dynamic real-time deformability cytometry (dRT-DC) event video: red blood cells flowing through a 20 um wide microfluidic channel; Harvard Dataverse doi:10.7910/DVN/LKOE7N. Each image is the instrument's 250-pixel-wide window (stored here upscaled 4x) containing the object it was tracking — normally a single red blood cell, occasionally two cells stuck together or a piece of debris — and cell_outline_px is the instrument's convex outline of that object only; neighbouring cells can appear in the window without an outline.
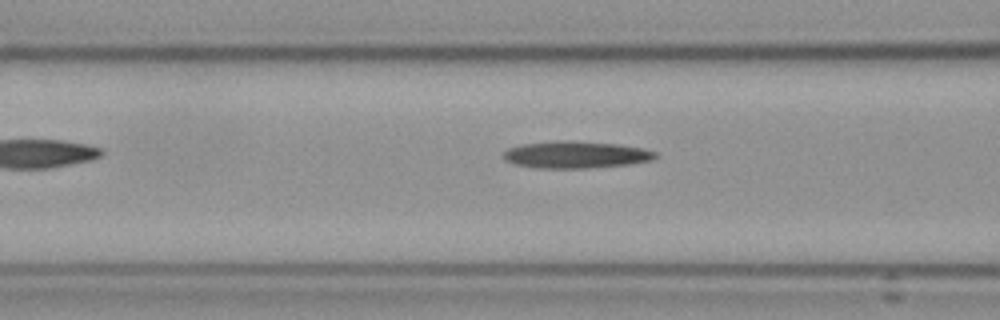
{"species": "Egyptian fruit bat (a non-hibernating species)", "species_latin": "Rousettus aegyptiacus", "temperature_condition": "cold", "stored_images_in_passage": 9, "camera_frame_rate_fps": 3000, "um_per_image_px": 0.085, "frame": {"image": 1, "passage_image": 8, "time_ms": 9.0, "image_size_px": [1000, 320], "cell_outline_px": [[656, 156], [652, 160], [628, 164], [584, 168], [536, 168], [512, 164], [504, 160], [504, 152], [508, 148], [520, 144], [552, 140], [572, 140], [616, 144], [644, 148], [656, 152]], "centroid_in_image_um": [48.88, 13.14], "position_along_channel_um": 117.7, "area_um2": 24.1}}
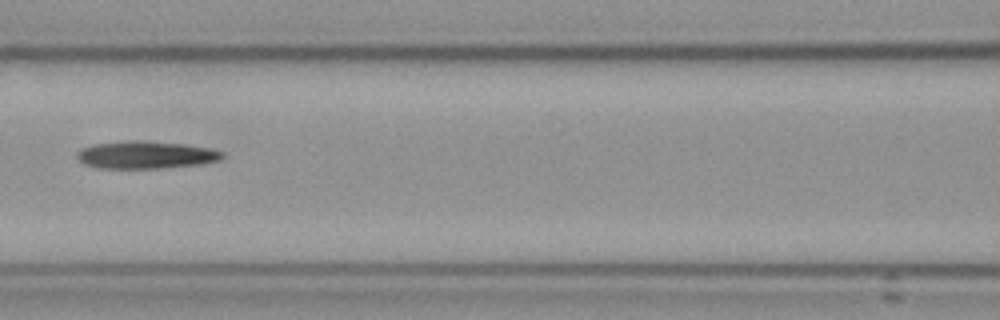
{"frame": {"image": 2, "passage_image": 9, "time_ms": 10.0, "image_size_px": [1000, 320], "cell_outline_px": [[224, 156], [220, 160], [200, 164], [156, 168], [96, 168], [84, 164], [76, 156], [76, 152], [80, 148], [92, 144], [124, 140], [140, 140], [184, 144], [212, 148], [224, 152]], "centroid_in_image_um": [12.36, 13.15], "position_along_channel_um": 154.2, "area_um2": 23.52}}